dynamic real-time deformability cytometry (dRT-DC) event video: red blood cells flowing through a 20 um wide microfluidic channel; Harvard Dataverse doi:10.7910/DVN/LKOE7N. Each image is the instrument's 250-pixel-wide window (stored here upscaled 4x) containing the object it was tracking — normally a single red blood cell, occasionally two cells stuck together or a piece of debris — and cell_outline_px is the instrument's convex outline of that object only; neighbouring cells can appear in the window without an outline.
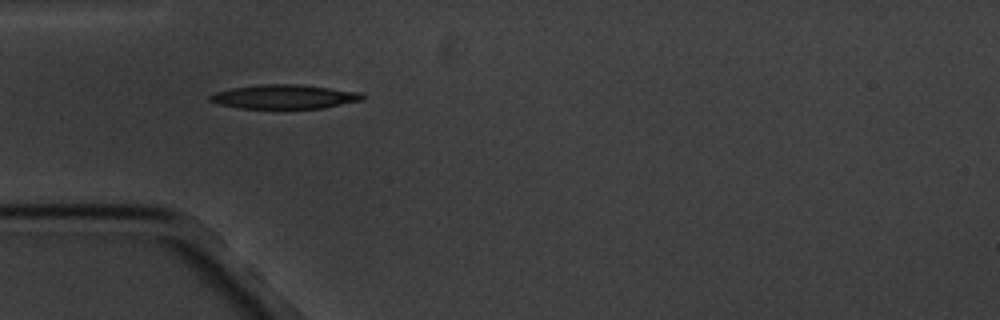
{"species": "common noctule bat (a hibernating species)", "species_latin": "Nyctalus noctula", "temperature_condition": "cold", "stored_images_in_passage": 8, "camera_frame_rate_fps": 3000, "um_per_image_px": 0.085, "animal": {"sex": "male", "body_mass_g": 20.1, "forearm_length_mm": 53.5}, "frame": {"image": 1, "passage_image": 6, "time_ms": 5.667, "image_size_px": [1000, 320], "cell_outline_px": [[364, 100], [324, 108], [240, 108], [220, 104], [208, 100], [208, 96], [216, 92], [232, 88], [260, 84], [296, 84], [360, 92], [364, 96]], "centroid_in_image_um": [24.17, 8.22], "position_along_channel_um": 60.8, "area_um2": 21.27}}
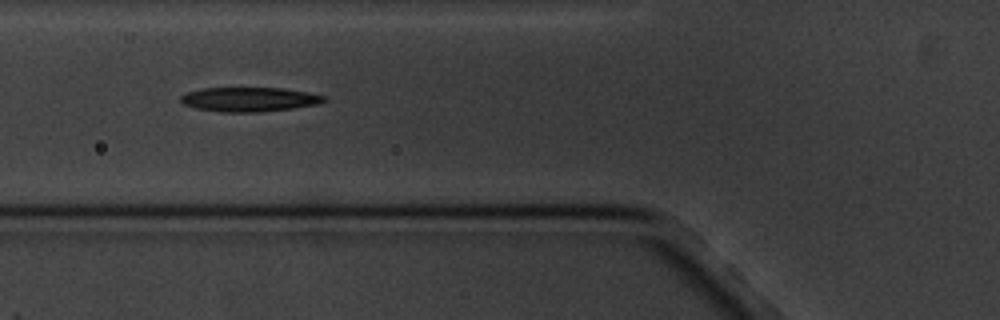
{"frame": {"image": 2, "passage_image": 7, "time_ms": 7.0, "image_size_px": [1000, 320], "cell_outline_px": [[328, 100], [316, 104], [292, 108], [260, 112], [220, 112], [196, 108], [184, 104], [180, 100], [180, 96], [188, 92], [204, 88], [284, 88], [308, 92], [324, 96]], "centroid_in_image_um": [21.19, 8.44], "position_along_channel_um": 104.6, "area_um2": 20.23}}
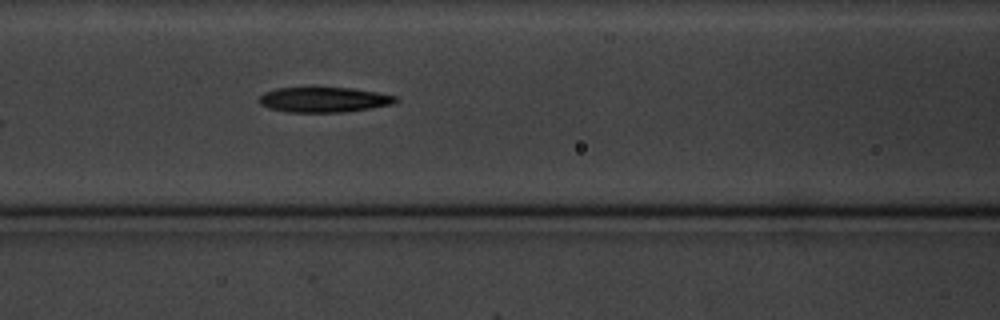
{"frame": {"image": 3, "passage_image": 8, "time_ms": 8.0, "image_size_px": [1000, 320], "cell_outline_px": [[396, 104], [372, 108], [344, 112], [288, 112], [268, 108], [260, 104], [260, 96], [264, 92], [276, 88], [352, 88], [376, 92], [396, 96]], "centroid_in_image_um": [27.54, 8.48], "position_along_channel_um": 139.1, "area_um2": 19.94}}